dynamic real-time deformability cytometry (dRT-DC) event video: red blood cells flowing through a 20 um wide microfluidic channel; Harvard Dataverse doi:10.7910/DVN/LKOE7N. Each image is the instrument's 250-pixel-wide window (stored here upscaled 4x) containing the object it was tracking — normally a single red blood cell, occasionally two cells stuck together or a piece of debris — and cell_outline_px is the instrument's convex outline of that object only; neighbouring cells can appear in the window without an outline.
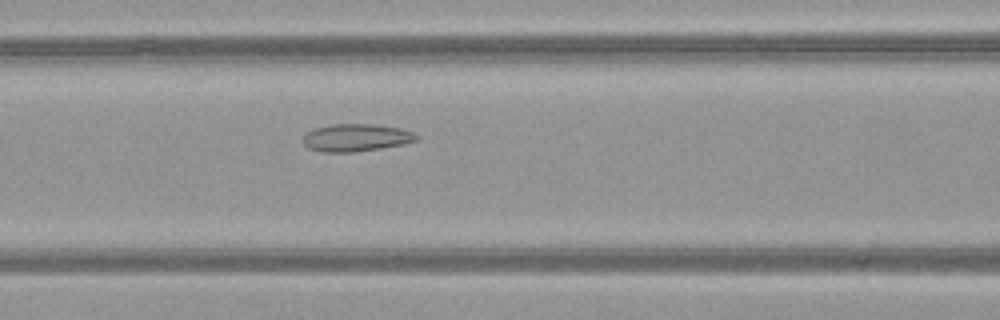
{"species": "common noctule bat (a hibernating species)", "species_latin": "Nyctalus noctula", "temperature_condition": "warm", "stored_images_in_passage": 12, "camera_frame_rate_fps": 3000, "um_per_image_px": 0.085, "animal": {"sex": "female", "body_mass_g": 21.9}, "frame": {"image": 1, "passage_image": 8, "time_ms": 2.333, "image_size_px": [1000, 320], "cell_outline_px": [[420, 140], [404, 144], [356, 152], [320, 152], [308, 148], [304, 144], [304, 136], [308, 132], [316, 128], [332, 124], [376, 124], [400, 128], [412, 132], [420, 136]], "centroid_in_image_um": [30.31, 11.7], "position_along_channel_um": 136.3, "area_um2": 18.26}}
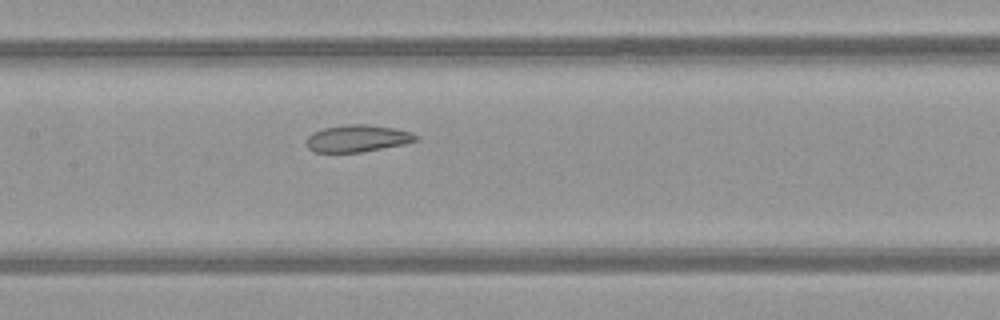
{"frame": {"image": 2, "passage_image": 11, "time_ms": 3.333, "image_size_px": [1000, 320], "cell_outline_px": [[420, 140], [404, 144], [360, 152], [312, 152], [308, 148], [308, 136], [312, 132], [324, 128], [348, 124], [368, 124], [396, 128], [412, 132]], "centroid_in_image_um": [30.41, 11.76], "position_along_channel_um": 177.0, "area_um2": 17.22}}